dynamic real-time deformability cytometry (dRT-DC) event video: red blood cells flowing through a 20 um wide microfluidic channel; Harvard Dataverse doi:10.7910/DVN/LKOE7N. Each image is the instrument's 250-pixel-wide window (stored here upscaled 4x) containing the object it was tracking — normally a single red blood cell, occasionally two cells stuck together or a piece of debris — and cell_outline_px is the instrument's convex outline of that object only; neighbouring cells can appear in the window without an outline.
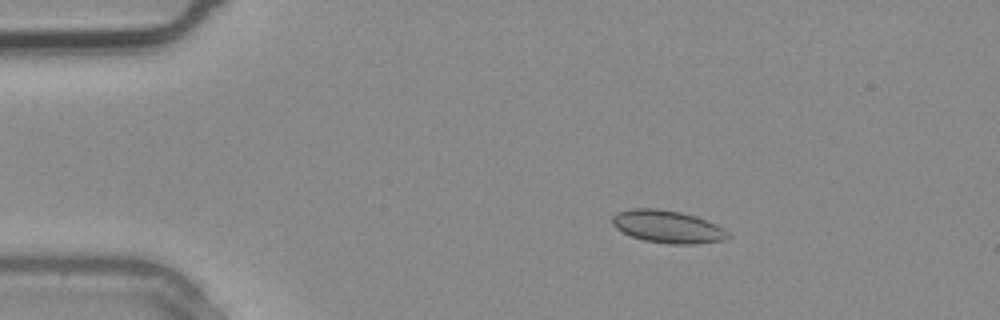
{"species": "common noctule bat (a hibernating species)", "species_latin": "Nyctalus noctula", "temperature_condition": "warm", "stored_images_in_passage": 2, "camera_frame_rate_fps": 3000, "um_per_image_px": 0.085, "animal": {"sex": "male", "body_mass_g": 20.4}, "frame": {"image": 1, "passage_image": 1, "time_ms": 0.0, "image_size_px": [1000, 320], "cell_outline_px": [[732, 236], [724, 240], [696, 244], [668, 244], [644, 240], [632, 236], [616, 228], [612, 224], [612, 216], [616, 212], [632, 208], [660, 208], [680, 212], [696, 216], [716, 224], [724, 228]], "centroid_in_image_um": [56.76, 19.26], "position_along_channel_um": 28.2, "area_um2": 22.14}}